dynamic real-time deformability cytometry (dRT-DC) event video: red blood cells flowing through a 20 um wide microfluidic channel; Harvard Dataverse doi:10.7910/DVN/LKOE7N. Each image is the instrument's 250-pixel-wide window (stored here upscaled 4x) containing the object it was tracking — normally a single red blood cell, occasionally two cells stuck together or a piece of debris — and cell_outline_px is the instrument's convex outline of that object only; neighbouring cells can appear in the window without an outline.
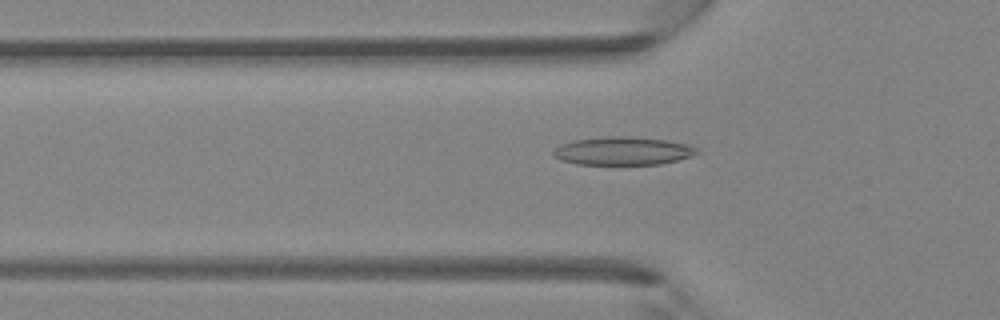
{"species": "Egyptian fruit bat (a non-hibernating species)", "species_latin": "Rousettus aegyptiacus", "temperature_condition": "room temperature", "stored_images_in_passage": 40, "camera_frame_rate_fps": 3000, "um_per_image_px": 0.085, "animal": {"sex": "female"}, "frame": {"image": 1, "passage_image": 11, "time_ms": 3.333, "image_size_px": [1000, 320], "cell_outline_px": [[700, 152], [692, 156], [660, 164], [576, 164], [560, 160], [552, 156], [552, 152], [560, 144], [572, 140], [608, 136], [628, 136], [664, 140], [688, 144], [696, 148]], "centroid_in_image_um": [52.9, 12.83], "position_along_channel_um": 72.9, "area_um2": 23.58}}
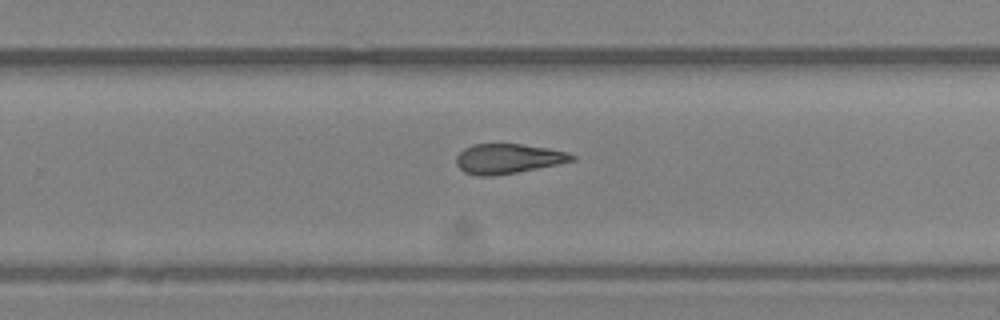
{"frame": {"image": 2, "passage_image": 25, "time_ms": 8.0, "image_size_px": [1000, 320], "cell_outline_px": [[576, 160], [560, 164], [516, 172], [492, 176], [480, 176], [464, 172], [456, 164], [456, 156], [464, 148], [472, 144], [520, 144], [548, 148], [568, 152], [576, 156]], "centroid_in_image_um": [43.19, 13.48], "position_along_channel_um": 286.6, "area_um2": 20.11}}
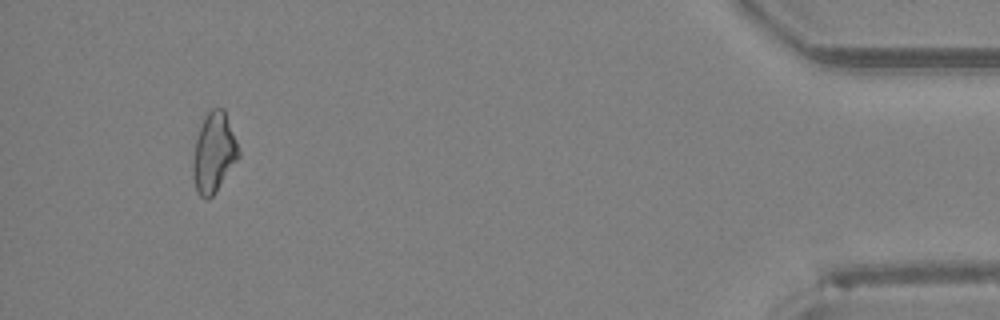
{"frame": {"image": 3, "passage_image": 38, "time_ms": 12.333, "image_size_px": [1000, 320], "cell_outline_px": [[240, 156], [216, 192], [208, 200], [200, 196], [196, 192], [192, 176], [192, 160], [196, 140], [204, 116], [212, 108], [224, 108], [236, 140], [240, 152]], "centroid_in_image_um": [18.16, 13.01], "position_along_channel_um": 417.0, "area_um2": 21.33}}